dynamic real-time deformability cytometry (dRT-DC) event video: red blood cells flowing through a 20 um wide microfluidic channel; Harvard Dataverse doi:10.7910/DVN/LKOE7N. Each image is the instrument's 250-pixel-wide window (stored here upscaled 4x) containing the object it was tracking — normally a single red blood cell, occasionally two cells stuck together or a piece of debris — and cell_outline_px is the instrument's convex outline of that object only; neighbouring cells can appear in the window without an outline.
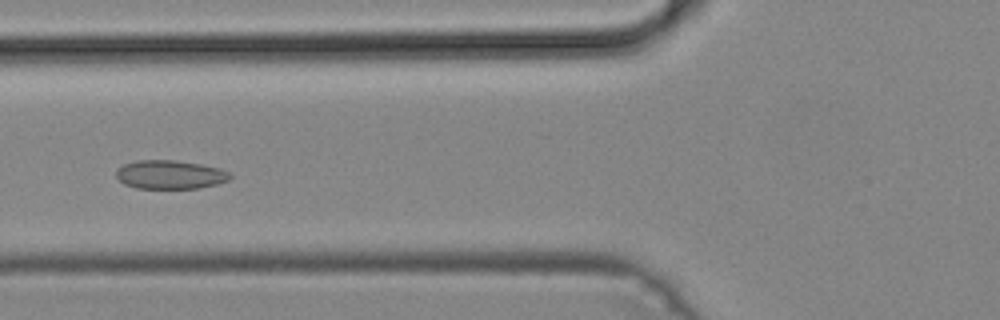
{"species": "common noctule bat (a hibernating species)", "species_latin": "Nyctalus noctula", "temperature_condition": "cold", "stored_images_in_passage": 48, "camera_frame_rate_fps": 3000, "um_per_image_px": 0.085, "animal": {"sex": "male", "body_mass_g": 19.2, "forearm_length_mm": 51.8}, "frame": {"image": 1, "passage_image": 18, "time_ms": 5.667, "image_size_px": [1000, 320], "cell_outline_px": [[232, 176], [228, 180], [216, 184], [200, 188], [136, 188], [124, 184], [116, 176], [116, 168], [124, 164], [136, 160], [172, 160], [200, 164], [220, 168], [228, 172]], "centroid_in_image_um": [14.43, 14.84], "position_along_channel_um": 111.4, "area_um2": 19.02}}
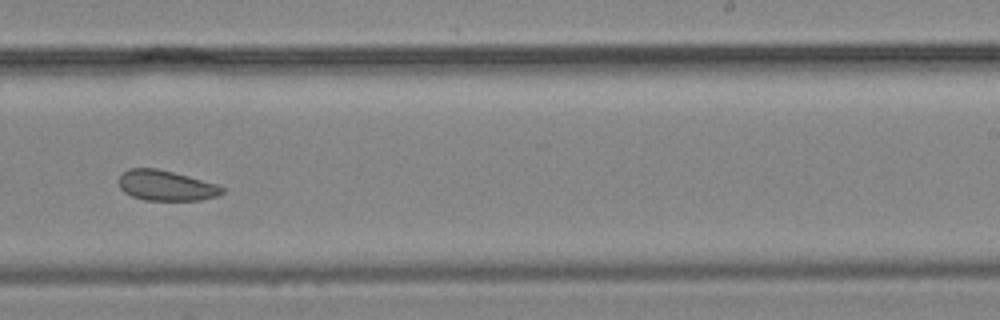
{"frame": {"image": 2, "passage_image": 30, "time_ms": 9.667, "image_size_px": [1000, 320], "cell_outline_px": [[224, 192], [220, 196], [200, 200], [144, 200], [132, 196], [124, 192], [120, 188], [116, 180], [120, 172], [128, 168], [156, 168], [188, 176], [216, 184], [224, 188]], "centroid_in_image_um": [14.06, 15.77], "position_along_channel_um": 274.9, "area_um2": 18.5}}
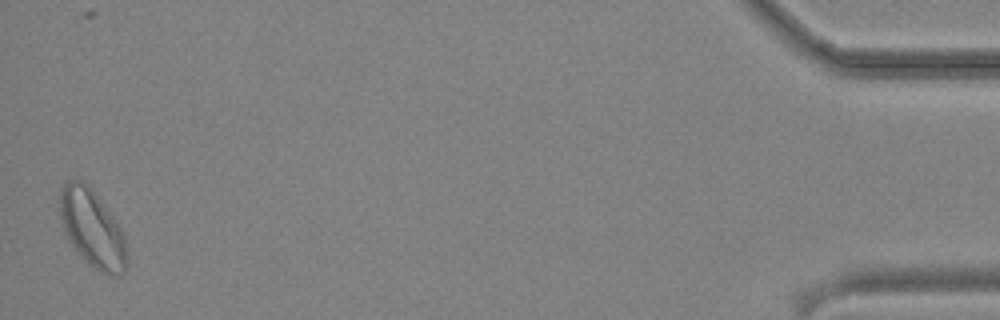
{"frame": {"image": 3, "passage_image": 48, "time_ms": 15.667, "image_size_px": [1000, 320], "cell_outline_px": [[128, 268], [124, 272], [116, 276], [104, 276], [92, 268], [80, 256], [72, 244], [64, 228], [60, 216], [60, 188], [68, 180], [80, 180], [88, 184], [120, 228], [124, 236], [128, 260]], "centroid_in_image_um": [7.86, 19.49], "position_along_channel_um": 427.3, "area_um2": 30.11}}